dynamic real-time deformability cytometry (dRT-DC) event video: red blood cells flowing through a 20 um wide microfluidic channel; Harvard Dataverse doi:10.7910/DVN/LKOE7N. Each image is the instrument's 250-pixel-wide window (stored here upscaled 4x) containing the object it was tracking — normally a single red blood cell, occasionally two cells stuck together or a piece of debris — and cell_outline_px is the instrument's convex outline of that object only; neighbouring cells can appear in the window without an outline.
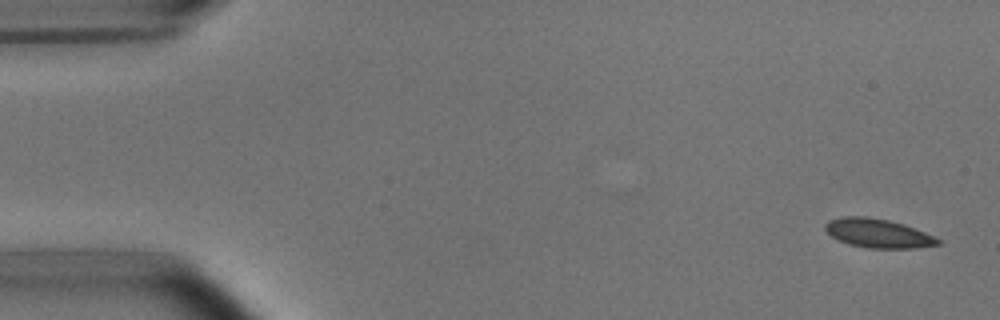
{"species": "common noctule bat (a hibernating species)", "species_latin": "Nyctalus noctula", "temperature_condition": "room temperature", "stored_images_in_passage": 5, "camera_frame_rate_fps": 3000, "um_per_image_px": 0.085, "animal": {"sex": "male", "body_mass_g": 15.6}, "frame": {"image": 1, "passage_image": 1, "time_ms": 0.0, "image_size_px": [1000, 320], "cell_outline_px": [[940, 244], [916, 248], [868, 248], [848, 244], [832, 236], [824, 228], [824, 224], [828, 220], [844, 216], [868, 216], [888, 220], [904, 224], [924, 232], [940, 240]], "centroid_in_image_um": [74.6, 19.82], "position_along_channel_um": 10.4, "area_um2": 18.9}}
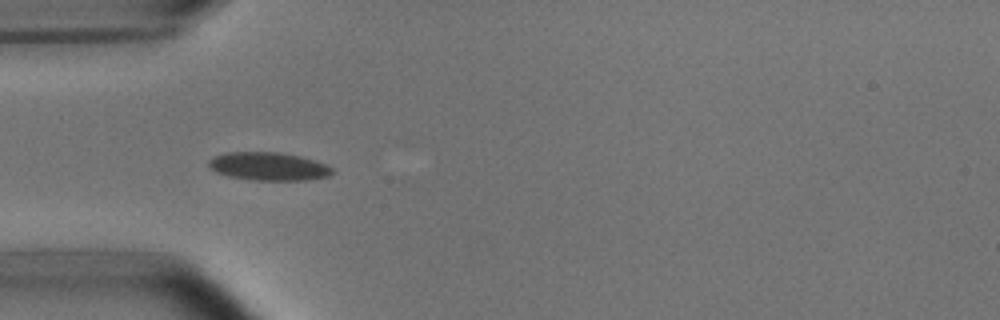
{"frame": {"image": 2, "passage_image": 5, "time_ms": 4.667, "image_size_px": [1000, 320], "cell_outline_px": [[336, 172], [328, 176], [304, 180], [252, 180], [228, 176], [216, 172], [208, 168], [208, 160], [216, 156], [228, 152], [276, 152], [300, 156], [316, 160], [332, 168]], "centroid_in_image_um": [22.82, 14.14], "position_along_channel_um": 62.2, "area_um2": 20.29}}